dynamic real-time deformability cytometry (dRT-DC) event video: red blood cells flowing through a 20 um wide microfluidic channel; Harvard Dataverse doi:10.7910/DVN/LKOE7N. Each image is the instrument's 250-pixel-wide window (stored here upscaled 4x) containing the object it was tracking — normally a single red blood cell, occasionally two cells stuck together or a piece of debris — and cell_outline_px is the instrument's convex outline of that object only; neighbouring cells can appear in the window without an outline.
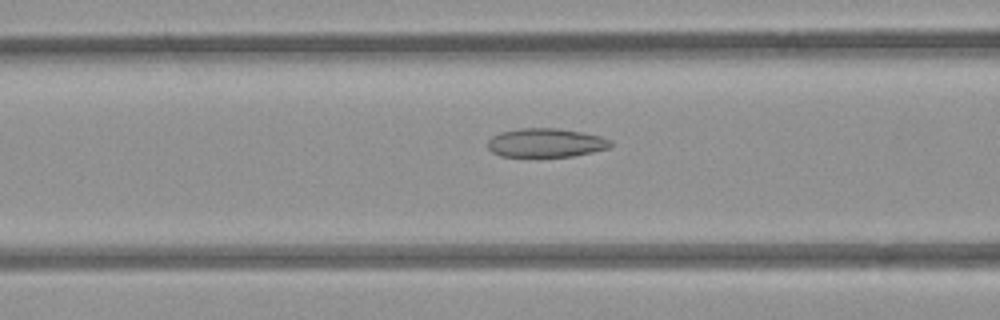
{"species": "common noctule bat (a hibernating species)", "species_latin": "Nyctalus noctula", "temperature_condition": "room temperature", "stored_images_in_passage": 47, "camera_frame_rate_fps": 3000, "um_per_image_px": 0.085, "animal": {"sex": "female", "body_mass_g": 21.9}, "frame": {"image": 1, "passage_image": 16, "time_ms": 5.0, "image_size_px": [1000, 320], "cell_outline_px": [[612, 144], [608, 148], [592, 152], [572, 156], [500, 156], [492, 152], [488, 148], [488, 140], [492, 136], [500, 132], [520, 128], [556, 128], [580, 132], [600, 136], [612, 140]], "centroid_in_image_um": [46.38, 12.13], "position_along_channel_um": 120.2, "area_um2": 20.52}}
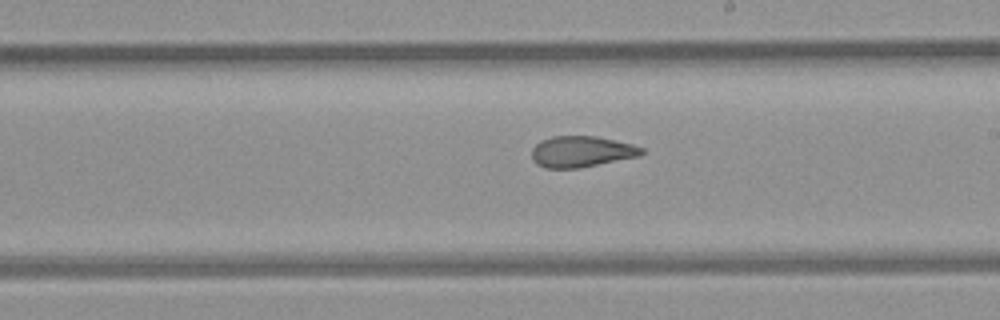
{"frame": {"image": 2, "passage_image": 25, "time_ms": 8.0, "image_size_px": [1000, 320], "cell_outline_px": [[644, 152], [640, 156], [576, 168], [548, 168], [536, 164], [532, 160], [532, 148], [540, 140], [552, 136], [596, 136], [632, 144], [644, 148]], "centroid_in_image_um": [49.4, 12.88], "position_along_channel_um": 239.6, "area_um2": 19.83}}
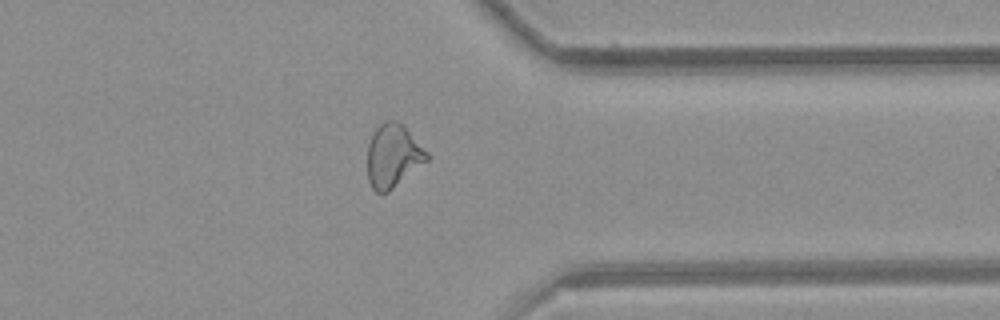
{"frame": {"image": 3, "passage_image": 36, "time_ms": 11.667, "image_size_px": [1000, 320], "cell_outline_px": [[428, 160], [388, 192], [376, 192], [372, 188], [368, 180], [368, 144], [372, 132], [384, 120], [396, 120], [428, 152]], "centroid_in_image_um": [33.38, 13.25], "position_along_channel_um": 378.0, "area_um2": 21.56}, "authors_computed_cell_mechanics": {"area_um2": 21.5594, "velocity_mm_per_s": 3.9788, "shape_relaxation_time_tau1_ms": null, "shape_relaxation_time_tau2_ms": 1.8116, "deformation_change_tau1": null, "deformation_change_tau2": 0.0835}}